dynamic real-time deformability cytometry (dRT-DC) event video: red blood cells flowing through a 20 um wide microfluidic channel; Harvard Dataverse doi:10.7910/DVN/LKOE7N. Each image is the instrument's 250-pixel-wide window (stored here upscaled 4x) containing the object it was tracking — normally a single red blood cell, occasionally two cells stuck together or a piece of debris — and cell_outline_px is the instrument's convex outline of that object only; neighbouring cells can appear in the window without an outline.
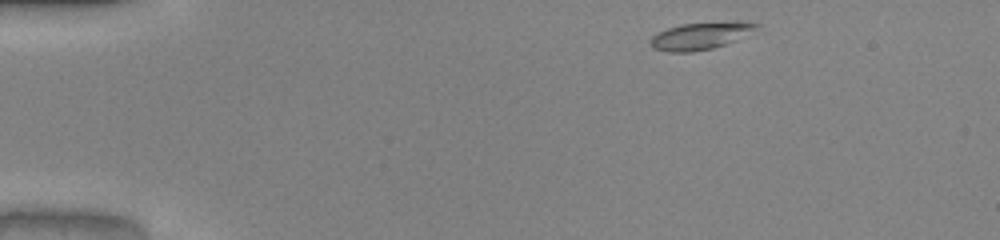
{"species": "common noctule bat (a hibernating species)", "species_latin": "Nyctalus noctula", "temperature_condition": "warm", "stored_images_in_passage": 44, "camera_frame_rate_fps": 3000, "um_per_image_px": 0.085, "animal": {"sex": "male", "body_mass_g": 20.0, "forearm_length_mm": 53.3}, "frame": {"image": 1, "passage_image": 1, "time_ms": 0.0, "image_size_px": [1000, 240], "cell_outline_px": [[760, 24], [736, 40], [712, 48], [692, 52], [668, 52], [652, 48], [648, 44], [648, 40], [652, 36], [668, 28], [680, 24], [736, 20], [744, 20]], "centroid_in_image_um": [59.49, 3.03], "position_along_channel_um": 25.5, "area_um2": 16.88}}
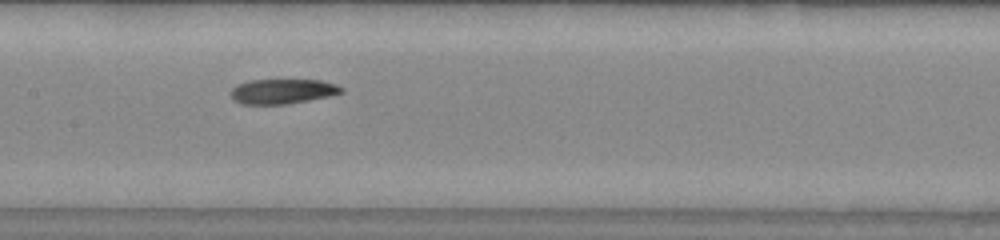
{"frame": {"image": 2, "passage_image": 19, "time_ms": 6.0, "image_size_px": [1000, 240], "cell_outline_px": [[344, 92], [332, 96], [284, 104], [240, 104], [232, 100], [232, 88], [236, 84], [248, 80], [320, 80], [336, 84], [344, 88]], "centroid_in_image_um": [24.02, 7.76], "position_along_channel_um": 183.4, "area_um2": 16.13}}
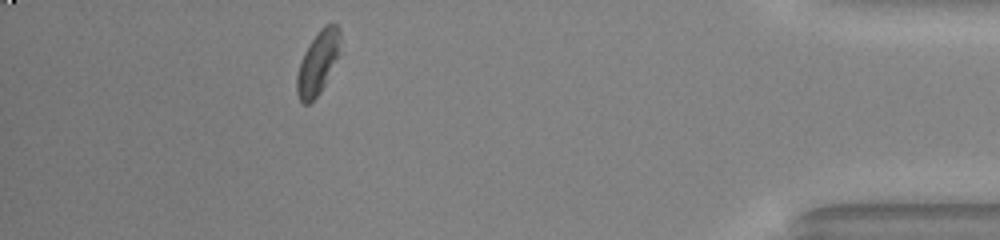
{"frame": {"image": 3, "passage_image": 39, "time_ms": 12.667, "image_size_px": [1000, 240], "cell_outline_px": [[340, 40], [336, 56], [324, 84], [320, 92], [308, 104], [304, 104], [300, 100], [296, 92], [296, 76], [300, 60], [308, 44], [320, 28], [324, 24], [336, 24], [340, 28]], "centroid_in_image_um": [26.96, 5.3], "position_along_channel_um": 408.2, "area_um2": 15.55}, "authors_computed_cell_mechanics": {"area_um2": 16.7331, "velocity_mm_per_s": 4.0769, "shape_relaxation_time_tau1_ms": 5.4383, "shape_relaxation_time_tau2_ms": 3.4813, "deformation_change_tau1": 0.1573, "deformation_change_tau2": 0.077}}